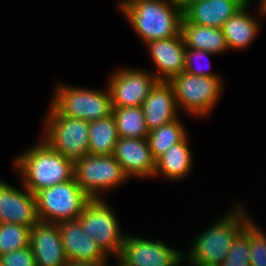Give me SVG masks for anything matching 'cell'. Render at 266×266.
<instances>
[{
    "mask_svg": "<svg viewBox=\"0 0 266 266\" xmlns=\"http://www.w3.org/2000/svg\"><path fill=\"white\" fill-rule=\"evenodd\" d=\"M118 259L120 261L118 266H128L122 259H120L119 257Z\"/></svg>",
    "mask_w": 266,
    "mask_h": 266,
    "instance_id": "34",
    "label": "cell"
},
{
    "mask_svg": "<svg viewBox=\"0 0 266 266\" xmlns=\"http://www.w3.org/2000/svg\"><path fill=\"white\" fill-rule=\"evenodd\" d=\"M52 104L71 118L94 121L110 116L113 106L109 89L106 91L60 86L53 95Z\"/></svg>",
    "mask_w": 266,
    "mask_h": 266,
    "instance_id": "6",
    "label": "cell"
},
{
    "mask_svg": "<svg viewBox=\"0 0 266 266\" xmlns=\"http://www.w3.org/2000/svg\"><path fill=\"white\" fill-rule=\"evenodd\" d=\"M30 247L36 266H66L58 224L38 221L30 231Z\"/></svg>",
    "mask_w": 266,
    "mask_h": 266,
    "instance_id": "14",
    "label": "cell"
},
{
    "mask_svg": "<svg viewBox=\"0 0 266 266\" xmlns=\"http://www.w3.org/2000/svg\"><path fill=\"white\" fill-rule=\"evenodd\" d=\"M260 13H263L264 15H266V0H263L262 2H260Z\"/></svg>",
    "mask_w": 266,
    "mask_h": 266,
    "instance_id": "31",
    "label": "cell"
},
{
    "mask_svg": "<svg viewBox=\"0 0 266 266\" xmlns=\"http://www.w3.org/2000/svg\"><path fill=\"white\" fill-rule=\"evenodd\" d=\"M249 221L235 236L231 248L219 266H250Z\"/></svg>",
    "mask_w": 266,
    "mask_h": 266,
    "instance_id": "26",
    "label": "cell"
},
{
    "mask_svg": "<svg viewBox=\"0 0 266 266\" xmlns=\"http://www.w3.org/2000/svg\"><path fill=\"white\" fill-rule=\"evenodd\" d=\"M74 177L91 199H100L99 191L116 187L129 178L113 155L91 154L74 161Z\"/></svg>",
    "mask_w": 266,
    "mask_h": 266,
    "instance_id": "7",
    "label": "cell"
},
{
    "mask_svg": "<svg viewBox=\"0 0 266 266\" xmlns=\"http://www.w3.org/2000/svg\"><path fill=\"white\" fill-rule=\"evenodd\" d=\"M142 111L149 131L176 120L178 111L172 85L159 81L143 102Z\"/></svg>",
    "mask_w": 266,
    "mask_h": 266,
    "instance_id": "18",
    "label": "cell"
},
{
    "mask_svg": "<svg viewBox=\"0 0 266 266\" xmlns=\"http://www.w3.org/2000/svg\"><path fill=\"white\" fill-rule=\"evenodd\" d=\"M121 11L145 43L181 32L183 7L177 0H135Z\"/></svg>",
    "mask_w": 266,
    "mask_h": 266,
    "instance_id": "1",
    "label": "cell"
},
{
    "mask_svg": "<svg viewBox=\"0 0 266 266\" xmlns=\"http://www.w3.org/2000/svg\"><path fill=\"white\" fill-rule=\"evenodd\" d=\"M133 1H135V0H123L122 3L120 4V5H121V6H120L121 9H122L123 7H125L126 5L132 3Z\"/></svg>",
    "mask_w": 266,
    "mask_h": 266,
    "instance_id": "32",
    "label": "cell"
},
{
    "mask_svg": "<svg viewBox=\"0 0 266 266\" xmlns=\"http://www.w3.org/2000/svg\"><path fill=\"white\" fill-rule=\"evenodd\" d=\"M64 252L68 261L105 262L108 257L93 240L83 231L76 220L58 223Z\"/></svg>",
    "mask_w": 266,
    "mask_h": 266,
    "instance_id": "16",
    "label": "cell"
},
{
    "mask_svg": "<svg viewBox=\"0 0 266 266\" xmlns=\"http://www.w3.org/2000/svg\"><path fill=\"white\" fill-rule=\"evenodd\" d=\"M112 114L115 118L118 137L147 138L149 130L142 106L113 108Z\"/></svg>",
    "mask_w": 266,
    "mask_h": 266,
    "instance_id": "23",
    "label": "cell"
},
{
    "mask_svg": "<svg viewBox=\"0 0 266 266\" xmlns=\"http://www.w3.org/2000/svg\"><path fill=\"white\" fill-rule=\"evenodd\" d=\"M159 80L145 71L122 69L111 75L108 88L113 108L142 106Z\"/></svg>",
    "mask_w": 266,
    "mask_h": 266,
    "instance_id": "10",
    "label": "cell"
},
{
    "mask_svg": "<svg viewBox=\"0 0 266 266\" xmlns=\"http://www.w3.org/2000/svg\"><path fill=\"white\" fill-rule=\"evenodd\" d=\"M159 74V81L169 82L174 76L185 71L186 46L181 33L166 39L146 43Z\"/></svg>",
    "mask_w": 266,
    "mask_h": 266,
    "instance_id": "15",
    "label": "cell"
},
{
    "mask_svg": "<svg viewBox=\"0 0 266 266\" xmlns=\"http://www.w3.org/2000/svg\"><path fill=\"white\" fill-rule=\"evenodd\" d=\"M77 220L107 256L115 253L119 257L125 235L122 236L114 213L103 199H91Z\"/></svg>",
    "mask_w": 266,
    "mask_h": 266,
    "instance_id": "9",
    "label": "cell"
},
{
    "mask_svg": "<svg viewBox=\"0 0 266 266\" xmlns=\"http://www.w3.org/2000/svg\"><path fill=\"white\" fill-rule=\"evenodd\" d=\"M181 35L186 48L221 53L229 50L222 29L189 23L182 19Z\"/></svg>",
    "mask_w": 266,
    "mask_h": 266,
    "instance_id": "19",
    "label": "cell"
},
{
    "mask_svg": "<svg viewBox=\"0 0 266 266\" xmlns=\"http://www.w3.org/2000/svg\"><path fill=\"white\" fill-rule=\"evenodd\" d=\"M112 155L128 177L154 176L156 160L152 156L147 138L119 137Z\"/></svg>",
    "mask_w": 266,
    "mask_h": 266,
    "instance_id": "13",
    "label": "cell"
},
{
    "mask_svg": "<svg viewBox=\"0 0 266 266\" xmlns=\"http://www.w3.org/2000/svg\"><path fill=\"white\" fill-rule=\"evenodd\" d=\"M119 258L128 266H177L184 257L162 241L125 235Z\"/></svg>",
    "mask_w": 266,
    "mask_h": 266,
    "instance_id": "11",
    "label": "cell"
},
{
    "mask_svg": "<svg viewBox=\"0 0 266 266\" xmlns=\"http://www.w3.org/2000/svg\"><path fill=\"white\" fill-rule=\"evenodd\" d=\"M15 161L22 185L35 194L74 177V161L53 150L44 140L19 155Z\"/></svg>",
    "mask_w": 266,
    "mask_h": 266,
    "instance_id": "2",
    "label": "cell"
},
{
    "mask_svg": "<svg viewBox=\"0 0 266 266\" xmlns=\"http://www.w3.org/2000/svg\"><path fill=\"white\" fill-rule=\"evenodd\" d=\"M44 141L57 153L73 161L89 154V121L63 115L52 103Z\"/></svg>",
    "mask_w": 266,
    "mask_h": 266,
    "instance_id": "5",
    "label": "cell"
},
{
    "mask_svg": "<svg viewBox=\"0 0 266 266\" xmlns=\"http://www.w3.org/2000/svg\"><path fill=\"white\" fill-rule=\"evenodd\" d=\"M118 138L113 114L89 122V154L112 155Z\"/></svg>",
    "mask_w": 266,
    "mask_h": 266,
    "instance_id": "22",
    "label": "cell"
},
{
    "mask_svg": "<svg viewBox=\"0 0 266 266\" xmlns=\"http://www.w3.org/2000/svg\"><path fill=\"white\" fill-rule=\"evenodd\" d=\"M246 5H249L248 4V2L250 1V0H242ZM263 0H260V2H262Z\"/></svg>",
    "mask_w": 266,
    "mask_h": 266,
    "instance_id": "35",
    "label": "cell"
},
{
    "mask_svg": "<svg viewBox=\"0 0 266 266\" xmlns=\"http://www.w3.org/2000/svg\"><path fill=\"white\" fill-rule=\"evenodd\" d=\"M182 7H184L188 2L196 1V0H177Z\"/></svg>",
    "mask_w": 266,
    "mask_h": 266,
    "instance_id": "33",
    "label": "cell"
},
{
    "mask_svg": "<svg viewBox=\"0 0 266 266\" xmlns=\"http://www.w3.org/2000/svg\"><path fill=\"white\" fill-rule=\"evenodd\" d=\"M247 8L245 5L223 24L222 31L229 49L246 48L258 34V23L248 14Z\"/></svg>",
    "mask_w": 266,
    "mask_h": 266,
    "instance_id": "20",
    "label": "cell"
},
{
    "mask_svg": "<svg viewBox=\"0 0 266 266\" xmlns=\"http://www.w3.org/2000/svg\"><path fill=\"white\" fill-rule=\"evenodd\" d=\"M249 220L250 266H266V235Z\"/></svg>",
    "mask_w": 266,
    "mask_h": 266,
    "instance_id": "27",
    "label": "cell"
},
{
    "mask_svg": "<svg viewBox=\"0 0 266 266\" xmlns=\"http://www.w3.org/2000/svg\"><path fill=\"white\" fill-rule=\"evenodd\" d=\"M0 266H36L31 247L0 255Z\"/></svg>",
    "mask_w": 266,
    "mask_h": 266,
    "instance_id": "28",
    "label": "cell"
},
{
    "mask_svg": "<svg viewBox=\"0 0 266 266\" xmlns=\"http://www.w3.org/2000/svg\"><path fill=\"white\" fill-rule=\"evenodd\" d=\"M246 4L242 0H196L183 7L189 23L222 29L223 24Z\"/></svg>",
    "mask_w": 266,
    "mask_h": 266,
    "instance_id": "17",
    "label": "cell"
},
{
    "mask_svg": "<svg viewBox=\"0 0 266 266\" xmlns=\"http://www.w3.org/2000/svg\"><path fill=\"white\" fill-rule=\"evenodd\" d=\"M39 221L60 223L76 220L91 198L81 189L75 177L40 189L35 193Z\"/></svg>",
    "mask_w": 266,
    "mask_h": 266,
    "instance_id": "4",
    "label": "cell"
},
{
    "mask_svg": "<svg viewBox=\"0 0 266 266\" xmlns=\"http://www.w3.org/2000/svg\"><path fill=\"white\" fill-rule=\"evenodd\" d=\"M214 53L208 52V51H202L198 49H191L186 48V59H185V72L189 73L191 75H198V76H205V77H216L218 76L214 75L212 72L204 71L200 69H195L194 66V59H198L199 57H207L208 55H213ZM212 73V74H211Z\"/></svg>",
    "mask_w": 266,
    "mask_h": 266,
    "instance_id": "29",
    "label": "cell"
},
{
    "mask_svg": "<svg viewBox=\"0 0 266 266\" xmlns=\"http://www.w3.org/2000/svg\"><path fill=\"white\" fill-rule=\"evenodd\" d=\"M21 192L0 181V223H15L32 228L38 221L36 197L24 187Z\"/></svg>",
    "mask_w": 266,
    "mask_h": 266,
    "instance_id": "12",
    "label": "cell"
},
{
    "mask_svg": "<svg viewBox=\"0 0 266 266\" xmlns=\"http://www.w3.org/2000/svg\"><path fill=\"white\" fill-rule=\"evenodd\" d=\"M31 228L15 223H0V255L30 246Z\"/></svg>",
    "mask_w": 266,
    "mask_h": 266,
    "instance_id": "25",
    "label": "cell"
},
{
    "mask_svg": "<svg viewBox=\"0 0 266 266\" xmlns=\"http://www.w3.org/2000/svg\"><path fill=\"white\" fill-rule=\"evenodd\" d=\"M187 139L186 136L156 160L154 176L160 172L169 180L182 179L187 176L193 162Z\"/></svg>",
    "mask_w": 266,
    "mask_h": 266,
    "instance_id": "21",
    "label": "cell"
},
{
    "mask_svg": "<svg viewBox=\"0 0 266 266\" xmlns=\"http://www.w3.org/2000/svg\"><path fill=\"white\" fill-rule=\"evenodd\" d=\"M249 220L250 216L243 209L235 207L220 222L217 221L195 239L189 253L190 263L219 266L231 248L233 239Z\"/></svg>",
    "mask_w": 266,
    "mask_h": 266,
    "instance_id": "3",
    "label": "cell"
},
{
    "mask_svg": "<svg viewBox=\"0 0 266 266\" xmlns=\"http://www.w3.org/2000/svg\"><path fill=\"white\" fill-rule=\"evenodd\" d=\"M172 85L177 108L195 115H207L216 104L223 83L221 78L191 75L185 71L174 76Z\"/></svg>",
    "mask_w": 266,
    "mask_h": 266,
    "instance_id": "8",
    "label": "cell"
},
{
    "mask_svg": "<svg viewBox=\"0 0 266 266\" xmlns=\"http://www.w3.org/2000/svg\"><path fill=\"white\" fill-rule=\"evenodd\" d=\"M66 266H106V262L68 261Z\"/></svg>",
    "mask_w": 266,
    "mask_h": 266,
    "instance_id": "30",
    "label": "cell"
},
{
    "mask_svg": "<svg viewBox=\"0 0 266 266\" xmlns=\"http://www.w3.org/2000/svg\"><path fill=\"white\" fill-rule=\"evenodd\" d=\"M181 122L176 119L171 123L149 131L147 140L152 156L157 160L173 145L181 142L187 135Z\"/></svg>",
    "mask_w": 266,
    "mask_h": 266,
    "instance_id": "24",
    "label": "cell"
}]
</instances>
